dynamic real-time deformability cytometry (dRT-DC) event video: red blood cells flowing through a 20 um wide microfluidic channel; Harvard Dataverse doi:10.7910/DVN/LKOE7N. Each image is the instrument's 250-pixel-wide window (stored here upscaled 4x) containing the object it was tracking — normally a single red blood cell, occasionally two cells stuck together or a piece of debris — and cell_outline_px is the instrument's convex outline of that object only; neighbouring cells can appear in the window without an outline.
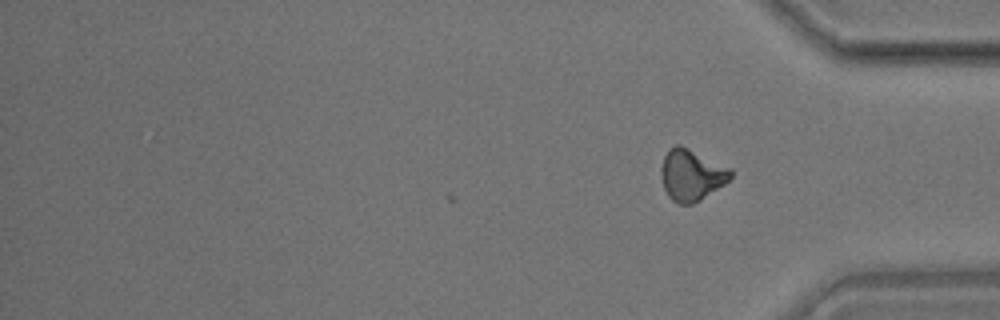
{"species": "common noctule bat (a hibernating species)", "species_latin": "Nyctalus noctula", "temperature_condition": "room temperature", "stored_images_in_passage": 34, "camera_frame_rate_fps": 3000, "um_per_image_px": 0.085, "animal": {"sex": "male", "body_mass_g": 17.9}, "frame": {"image": 1, "passage_image": 34, "time_ms": 11.0, "image_size_px": [1000, 320], "cell_outline_px": [[732, 176], [724, 184], [700, 200], [692, 204], [680, 204], [672, 200], [668, 196], [664, 188], [660, 172], [660, 168], [664, 156], [668, 148], [676, 144], [680, 144], [732, 168]], "centroid_in_image_um": [58.76, 14.85], "position_along_channel_um": 376.4, "area_um2": 20.92}}